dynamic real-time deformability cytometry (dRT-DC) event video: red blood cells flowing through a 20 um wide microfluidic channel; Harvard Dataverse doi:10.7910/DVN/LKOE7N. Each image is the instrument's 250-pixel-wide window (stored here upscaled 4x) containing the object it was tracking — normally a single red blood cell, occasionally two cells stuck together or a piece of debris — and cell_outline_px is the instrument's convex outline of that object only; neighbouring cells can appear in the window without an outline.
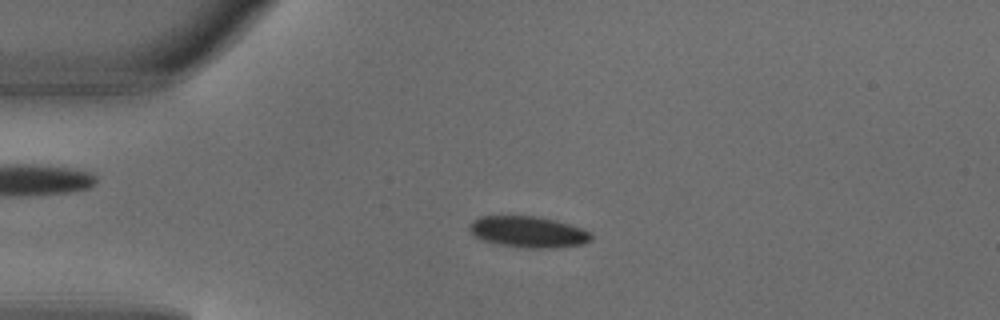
{"species": "common noctule bat (a hibernating species)", "species_latin": "Nyctalus noctula", "temperature_condition": "warm", "stored_images_in_passage": 5, "camera_frame_rate_fps": 3000, "um_per_image_px": 0.085, "animal": {"sex": "male", "body_mass_g": 18.8}, "frame": {"image": 1, "passage_image": 3, "time_ms": 0.667, "image_size_px": [1000, 320], "cell_outline_px": [[592, 240], [580, 244], [548, 248], [524, 248], [500, 244], [480, 240], [472, 236], [468, 228], [468, 224], [472, 220], [480, 216], [536, 216], [556, 220], [580, 228], [588, 232], [592, 236]], "centroid_in_image_um": [44.8, 19.7], "position_along_channel_um": 40.2, "area_um2": 22.14}}
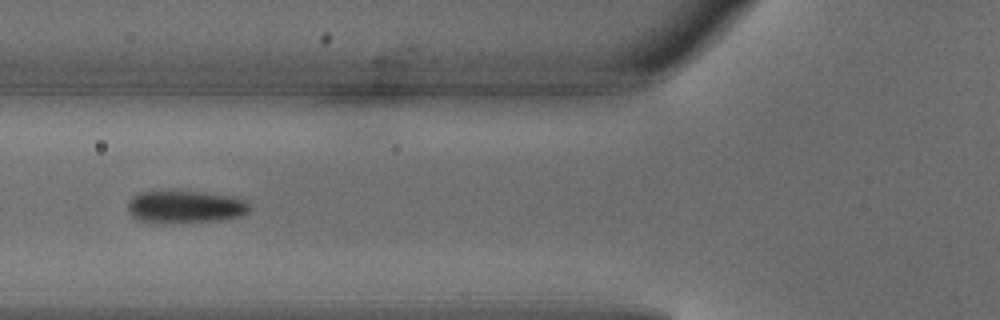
{"frame": {"image": 2, "passage_image": 5, "time_ms": 1.333, "image_size_px": [1000, 320], "cell_outline_px": [[252, 208], [248, 212], [240, 216], [224, 220], [172, 224], [164, 224], [140, 220], [132, 216], [128, 212], [128, 200], [132, 196], [140, 192], [204, 192], [232, 196], [248, 200]], "centroid_in_image_um": [15.79, 17.61], "position_along_channel_um": 110.0, "area_um2": 23.52}}